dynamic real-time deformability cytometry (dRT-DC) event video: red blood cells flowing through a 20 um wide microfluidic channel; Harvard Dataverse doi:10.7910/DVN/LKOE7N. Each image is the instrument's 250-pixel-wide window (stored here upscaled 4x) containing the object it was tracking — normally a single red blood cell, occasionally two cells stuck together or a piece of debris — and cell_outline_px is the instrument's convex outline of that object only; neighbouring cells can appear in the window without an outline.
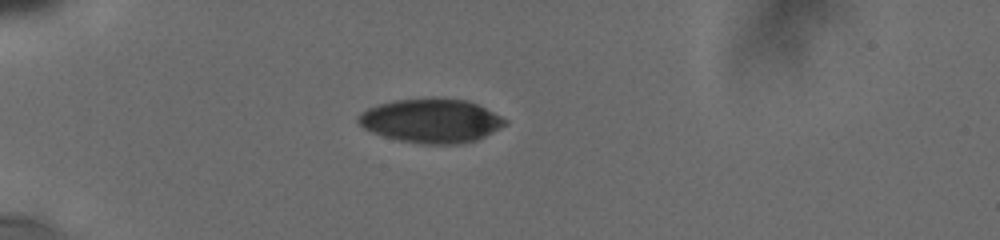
{"species": "human", "species_latin": "Homo sapiens", "temperature_condition": "cold", "stored_images_in_passage": 9, "camera_frame_rate_fps": 3000, "um_per_image_px": 0.085, "donor": {"sex": "male"}, "frame": {"image": 1, "passage_image": 1, "time_ms": 0.0, "image_size_px": [1000, 240], "cell_outline_px": [[508, 124], [476, 140], [456, 144], [428, 144], [400, 140], [384, 136], [372, 132], [364, 128], [356, 120], [356, 116], [360, 112], [376, 104], [396, 100], [436, 96], [464, 100], [476, 104], [508, 120]], "centroid_in_image_um": [36.62, 10.24], "position_along_channel_um": 48.4, "area_um2": 37.74}}
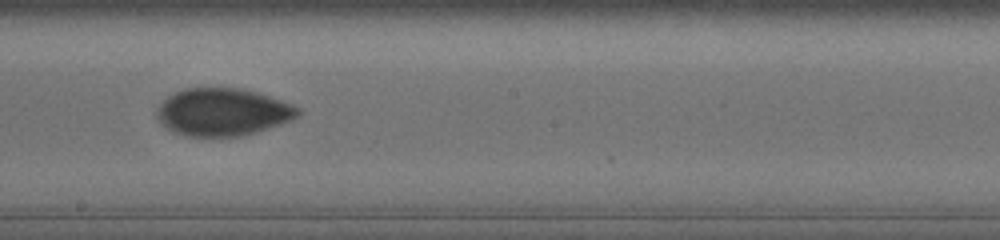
{"frame": {"image": 2, "passage_image": 6, "time_ms": 5.667, "image_size_px": [1000, 240], "cell_outline_px": [[300, 112], [292, 120], [244, 136], [184, 136], [168, 128], [156, 116], [156, 108], [168, 96], [184, 88], [236, 88], [256, 92], [280, 100], [300, 108]], "centroid_in_image_um": [18.92, 9.53], "position_along_channel_um": 229.3, "area_um2": 38.67}}
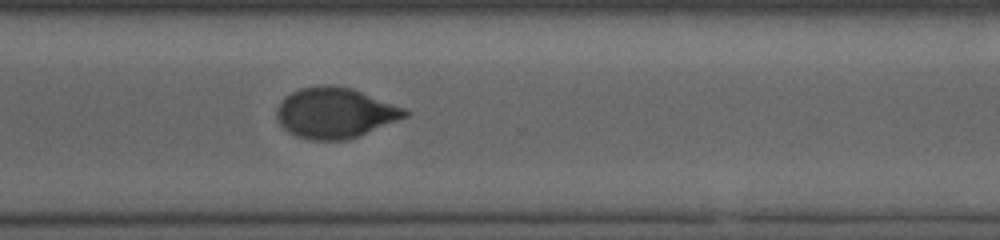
{"frame": {"image": 3, "passage_image": 9, "time_ms": 8.667, "image_size_px": [1000, 240], "cell_outline_px": [[412, 112], [408, 116], [360, 136], [344, 140], [312, 140], [296, 136], [284, 128], [280, 124], [276, 116], [276, 108], [284, 96], [300, 88], [320, 84], [332, 84], [352, 88], [404, 108]], "centroid_in_image_um": [28.47, 9.58], "position_along_channel_um": 342.1, "area_um2": 37.97}}